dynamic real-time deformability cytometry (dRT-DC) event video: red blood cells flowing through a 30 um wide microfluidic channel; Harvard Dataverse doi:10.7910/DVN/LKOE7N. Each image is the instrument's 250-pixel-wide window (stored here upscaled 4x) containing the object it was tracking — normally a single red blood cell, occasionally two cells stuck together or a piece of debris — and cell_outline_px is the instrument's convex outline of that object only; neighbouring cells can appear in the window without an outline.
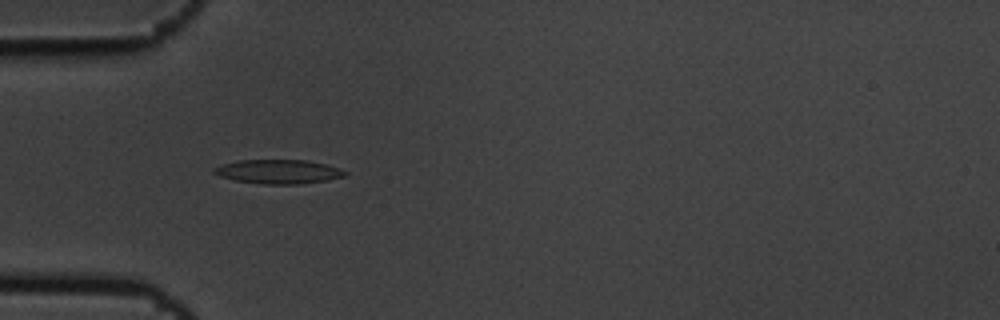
{"species": "common noctule bat (a hibernating species)", "species_latin": "Nyctalus noctula", "temperature_condition": "cold", "stored_images_in_passage": 3, "camera_frame_rate_fps": 3000, "um_per_image_px": 0.085, "animal": {"sex": "male", "body_mass_g": 19.5, "forearm_length_mm": 54.6}, "frame": {"image": 1, "passage_image": 2, "time_ms": 0.333, "image_size_px": [1000, 320], "cell_outline_px": [[348, 172], [344, 176], [324, 180], [300, 184], [264, 184], [236, 180], [220, 176], [212, 172], [212, 168], [224, 164], [240, 160], [308, 160], [340, 168]], "centroid_in_image_um": [23.66, 14.58], "position_along_channel_um": 61.3, "area_um2": 18.15}}
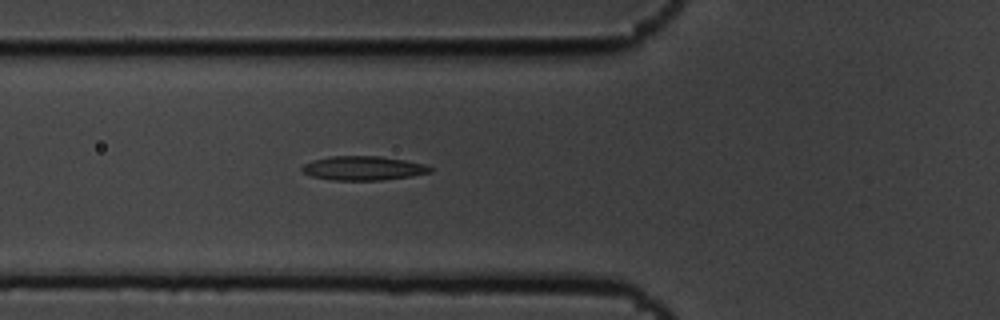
{"frame": {"image": 2, "passage_image": 3, "time_ms": 0.667, "image_size_px": [1000, 320], "cell_outline_px": [[432, 172], [412, 176], [380, 180], [332, 180], [312, 176], [304, 172], [300, 168], [304, 164], [312, 160], [332, 156], [380, 156], [404, 160], [424, 164], [432, 168]], "centroid_in_image_um": [30.87, 14.29], "position_along_channel_um": 94.9, "area_um2": 17.92}}